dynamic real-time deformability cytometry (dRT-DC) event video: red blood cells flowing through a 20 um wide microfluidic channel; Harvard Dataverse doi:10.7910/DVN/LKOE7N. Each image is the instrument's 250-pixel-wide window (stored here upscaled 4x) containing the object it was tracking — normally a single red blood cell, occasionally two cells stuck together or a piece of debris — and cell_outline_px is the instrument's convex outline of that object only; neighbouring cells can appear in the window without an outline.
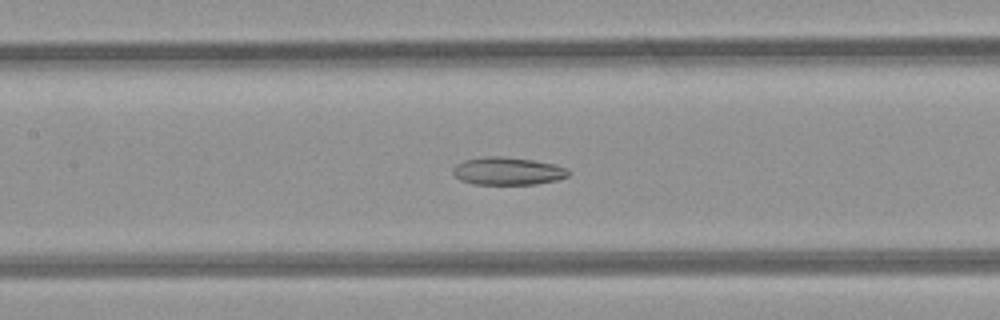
{"species": "common noctule bat (a hibernating species)", "species_latin": "Nyctalus noctula", "temperature_condition": "room temperature", "stored_images_in_passage": 49, "camera_frame_rate_fps": 3000, "um_per_image_px": 0.085, "animal": {"sex": "female", "body_mass_g": 21.9}, "frame": {"image": 1, "passage_image": 22, "time_ms": 7.0, "image_size_px": [1000, 320], "cell_outline_px": [[568, 176], [556, 180], [536, 184], [472, 184], [460, 180], [452, 172], [452, 168], [456, 164], [464, 160], [484, 156], [504, 156], [532, 160], [556, 164], [564, 168], [568, 172]], "centroid_in_image_um": [43.1, 14.53], "position_along_channel_um": 164.3, "area_um2": 18.67}}
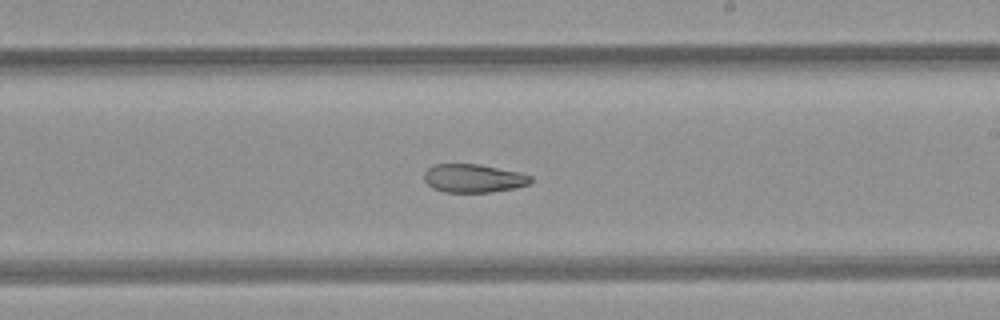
{"frame": {"image": 2, "passage_image": 28, "time_ms": 9.0, "image_size_px": [1000, 320], "cell_outline_px": [[532, 180], [528, 184], [516, 188], [492, 192], [444, 192], [432, 188], [424, 180], [424, 172], [428, 168], [436, 164], [480, 164], [520, 172], [532, 176]], "centroid_in_image_um": [40.25, 15.15], "position_along_channel_um": 248.7, "area_um2": 17.74}, "authors_computed_cell_mechanics": {"area_um2": 23.1778, "velocity_mm_per_s": 4.2407, "shape_relaxation_time_tau1_ms": null, "shape_relaxation_time_tau2_ms": 4.5415, "deformation_change_tau1": null, "deformation_change_tau2": 0.1264}}